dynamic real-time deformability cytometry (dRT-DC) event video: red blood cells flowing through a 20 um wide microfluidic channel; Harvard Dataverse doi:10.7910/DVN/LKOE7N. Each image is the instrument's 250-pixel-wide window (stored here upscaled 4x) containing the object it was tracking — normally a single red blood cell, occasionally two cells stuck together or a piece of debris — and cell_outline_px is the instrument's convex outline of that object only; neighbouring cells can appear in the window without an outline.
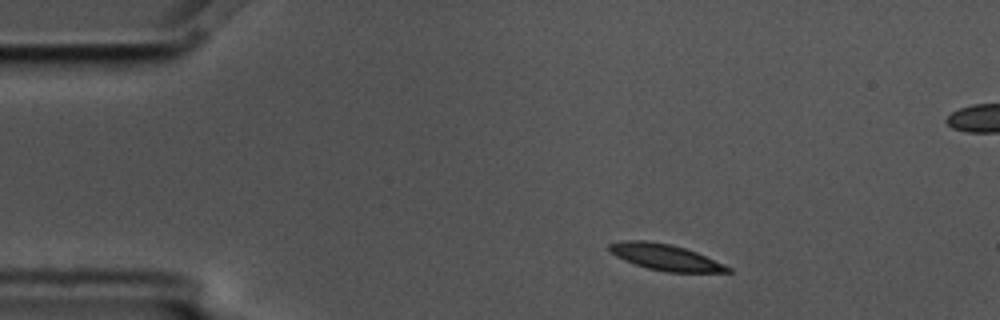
{"species": "common noctule bat (a hibernating species)", "species_latin": "Nyctalus noctula", "temperature_condition": "cold", "stored_images_in_passage": 4, "segment_of_instrument_passage": [1, 2], "camera_frame_rate_fps": 3000, "um_per_image_px": 0.085, "animal": {"sex": "male", "body_mass_g": 17.5, "forearm_length_mm": 52.3}, "frame": {"image": 1, "passage_image": 1, "time_ms": 0.0, "image_size_px": [1000, 320], "cell_outline_px": [[732, 272], [668, 272], [648, 268], [624, 260], [616, 256], [608, 248], [608, 244], [620, 240], [644, 240], [668, 244], [684, 248], [696, 252], [724, 264], [732, 268]], "centroid_in_image_um": [56.54, 21.86], "position_along_channel_um": 28.5, "area_um2": 17.8}}